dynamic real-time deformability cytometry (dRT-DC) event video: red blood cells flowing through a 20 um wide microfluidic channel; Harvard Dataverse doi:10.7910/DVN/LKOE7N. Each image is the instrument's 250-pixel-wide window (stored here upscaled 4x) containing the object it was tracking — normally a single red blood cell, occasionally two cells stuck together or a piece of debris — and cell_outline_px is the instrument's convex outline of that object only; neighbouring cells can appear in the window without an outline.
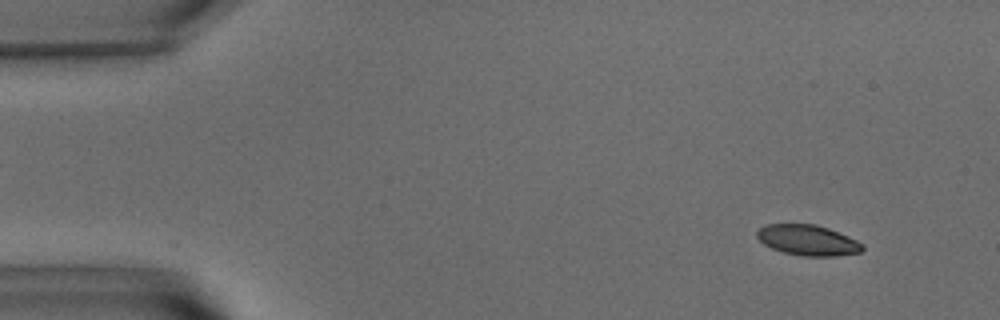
{"species": "common noctule bat (a hibernating species)", "species_latin": "Nyctalus noctula", "temperature_condition": "warm", "stored_images_in_passage": 56, "camera_frame_rate_fps": 3000, "um_per_image_px": 0.085, "animal": {"sex": "male", "body_mass_g": 15.6}, "frame": {"image": 1, "passage_image": 5, "time_ms": 1.333, "image_size_px": [1000, 320], "cell_outline_px": [[864, 248], [860, 252], [836, 256], [804, 256], [784, 252], [772, 248], [764, 244], [756, 236], [756, 232], [760, 228], [768, 224], [816, 224], [828, 228], [848, 236], [864, 244]], "centroid_in_image_um": [68.67, 20.41], "position_along_channel_um": 16.3, "area_um2": 18.67}}
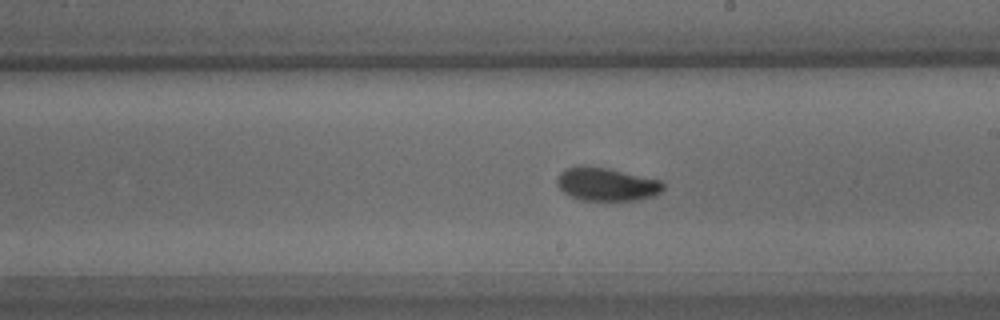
{"frame": {"image": 2, "passage_image": 32, "time_ms": 10.333, "image_size_px": [1000, 320], "cell_outline_px": [[664, 188], [660, 192], [652, 196], [636, 200], [580, 200], [564, 192], [556, 184], [556, 180], [560, 172], [568, 168], [580, 164], [608, 168], [660, 180], [664, 184]], "centroid_in_image_um": [51.53, 15.64], "position_along_channel_um": 237.5, "area_um2": 20.52}}
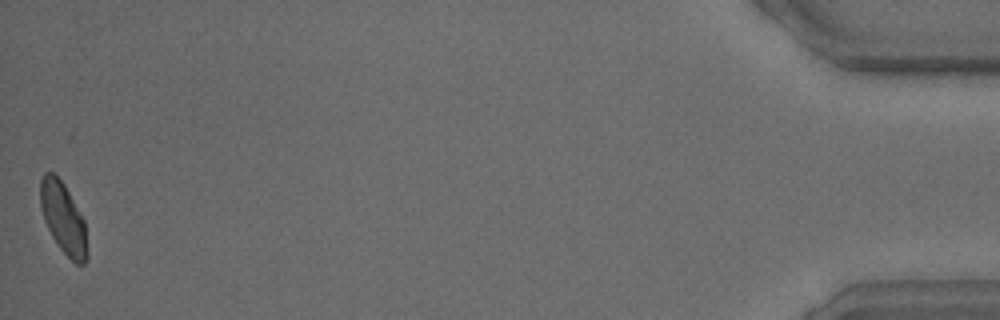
{"frame": {"image": 3, "passage_image": 56, "time_ms": 18.333, "image_size_px": [1000, 320], "cell_outline_px": [[88, 256], [84, 264], [76, 264], [60, 248], [52, 236], [44, 220], [40, 208], [40, 180], [44, 172], [52, 172], [64, 184], [84, 220], [88, 252]], "centroid_in_image_um": [5.37, 18.55], "position_along_channel_um": 429.8, "area_um2": 19.25}, "authors_computed_cell_mechanics": {"area_um2": 19.9988, "velocity_mm_per_s": 3.5949, "shape_relaxation_time_tau1_ms": 3.4144, "shape_relaxation_time_tau2_ms": 1.1763, "deformation_change_tau1": 0.1371, "deformation_change_tau2": 0.045}}